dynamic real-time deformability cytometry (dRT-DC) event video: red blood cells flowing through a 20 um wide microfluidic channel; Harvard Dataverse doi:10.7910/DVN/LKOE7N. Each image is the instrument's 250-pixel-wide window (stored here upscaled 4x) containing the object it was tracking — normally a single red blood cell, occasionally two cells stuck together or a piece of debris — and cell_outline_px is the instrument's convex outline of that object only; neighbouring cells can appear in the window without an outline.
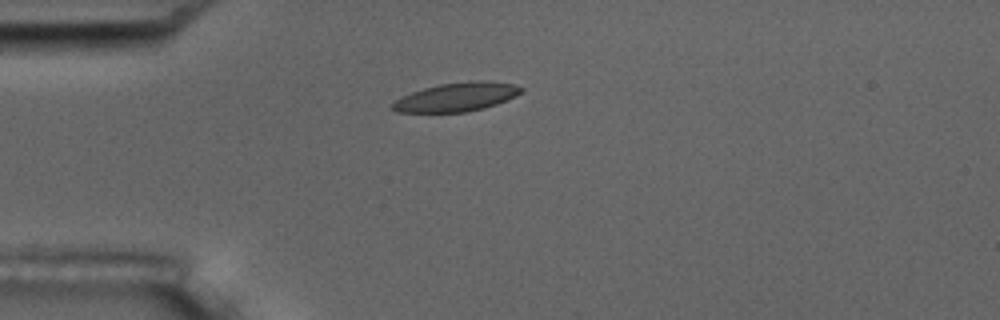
{"species": "common noctule bat (a hibernating species)", "species_latin": "Nyctalus noctula", "temperature_condition": "room temperature", "stored_images_in_passage": 6, "camera_frame_rate_fps": 3000, "um_per_image_px": 0.085, "animal": {"sex": "male", "body_mass_g": 17.5, "forearm_length_mm": 52.3}, "frame": {"image": 1, "passage_image": 2, "time_ms": 2.0, "image_size_px": [1000, 320], "cell_outline_px": [[524, 92], [516, 96], [496, 104], [484, 108], [468, 112], [396, 112], [392, 108], [392, 104], [396, 100], [412, 92], [424, 88], [440, 84], [480, 80], [484, 80], [512, 84], [524, 88]], "centroid_in_image_um": [38.85, 8.25], "position_along_channel_um": 46.1, "area_um2": 21.39}}
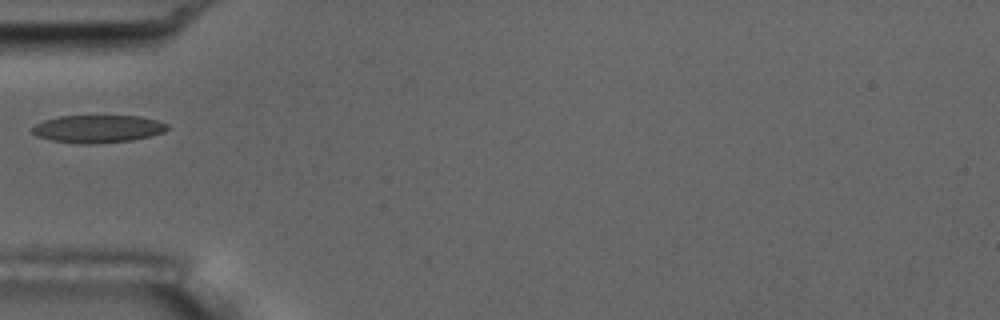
{"frame": {"image": 2, "passage_image": 3, "time_ms": 3.333, "image_size_px": [1000, 320], "cell_outline_px": [[168, 128], [164, 132], [132, 140], [96, 144], [80, 144], [52, 140], [36, 136], [32, 132], [32, 128], [36, 124], [44, 120], [60, 116], [140, 116], [156, 120], [168, 124]], "centroid_in_image_um": [8.31, 10.95], "position_along_channel_um": 76.7, "area_um2": 21.73}}
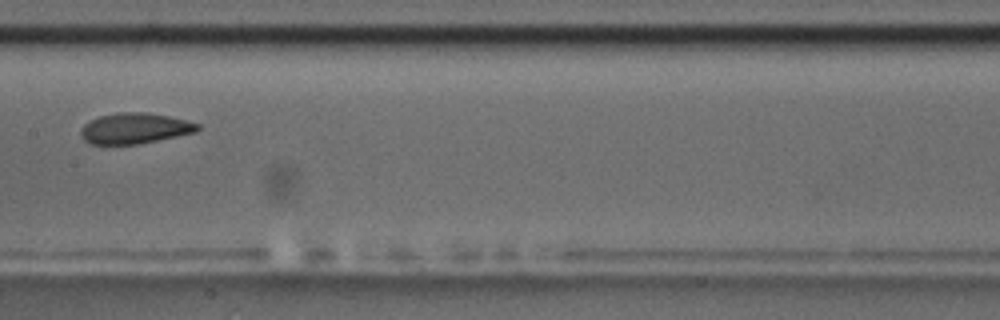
{"frame": {"image": 3, "passage_image": 6, "time_ms": 6.667, "image_size_px": [1000, 320], "cell_outline_px": [[200, 128], [196, 132], [136, 144], [88, 144], [80, 136], [80, 128], [88, 120], [100, 116], [120, 112], [144, 112], [168, 116], [200, 124]], "centroid_in_image_um": [11.39, 10.91], "position_along_channel_um": 196.0, "area_um2": 20.81}}